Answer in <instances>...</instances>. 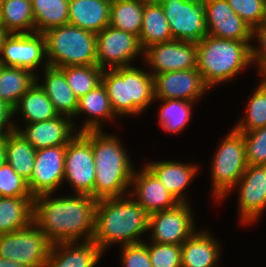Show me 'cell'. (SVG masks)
<instances>
[{
    "label": "cell",
    "instance_id": "obj_1",
    "mask_svg": "<svg viewBox=\"0 0 266 267\" xmlns=\"http://www.w3.org/2000/svg\"><path fill=\"white\" fill-rule=\"evenodd\" d=\"M49 193L34 197L33 223L52 244L77 242L86 234V241H92L95 230V209L97 200L86 194L76 197L49 199ZM45 199V200H44Z\"/></svg>",
    "mask_w": 266,
    "mask_h": 267
},
{
    "label": "cell",
    "instance_id": "obj_2",
    "mask_svg": "<svg viewBox=\"0 0 266 267\" xmlns=\"http://www.w3.org/2000/svg\"><path fill=\"white\" fill-rule=\"evenodd\" d=\"M149 214L136 202L122 197L98 200L93 242L104 251L109 244L141 243L138 235L148 230Z\"/></svg>",
    "mask_w": 266,
    "mask_h": 267
},
{
    "label": "cell",
    "instance_id": "obj_3",
    "mask_svg": "<svg viewBox=\"0 0 266 267\" xmlns=\"http://www.w3.org/2000/svg\"><path fill=\"white\" fill-rule=\"evenodd\" d=\"M95 162L94 199L122 197L132 181L133 168L121 143L100 130H91Z\"/></svg>",
    "mask_w": 266,
    "mask_h": 267
},
{
    "label": "cell",
    "instance_id": "obj_4",
    "mask_svg": "<svg viewBox=\"0 0 266 267\" xmlns=\"http://www.w3.org/2000/svg\"><path fill=\"white\" fill-rule=\"evenodd\" d=\"M248 41L216 38L206 35L196 43V68L208 87L231 79L252 62Z\"/></svg>",
    "mask_w": 266,
    "mask_h": 267
},
{
    "label": "cell",
    "instance_id": "obj_5",
    "mask_svg": "<svg viewBox=\"0 0 266 267\" xmlns=\"http://www.w3.org/2000/svg\"><path fill=\"white\" fill-rule=\"evenodd\" d=\"M101 82L115 115L139 114L155 99L153 75L133 66L104 69Z\"/></svg>",
    "mask_w": 266,
    "mask_h": 267
},
{
    "label": "cell",
    "instance_id": "obj_6",
    "mask_svg": "<svg viewBox=\"0 0 266 267\" xmlns=\"http://www.w3.org/2000/svg\"><path fill=\"white\" fill-rule=\"evenodd\" d=\"M48 66L97 65L96 34L71 24L48 29L43 33Z\"/></svg>",
    "mask_w": 266,
    "mask_h": 267
},
{
    "label": "cell",
    "instance_id": "obj_7",
    "mask_svg": "<svg viewBox=\"0 0 266 267\" xmlns=\"http://www.w3.org/2000/svg\"><path fill=\"white\" fill-rule=\"evenodd\" d=\"M52 243L32 222L26 228L0 235V258L26 267H45Z\"/></svg>",
    "mask_w": 266,
    "mask_h": 267
},
{
    "label": "cell",
    "instance_id": "obj_8",
    "mask_svg": "<svg viewBox=\"0 0 266 267\" xmlns=\"http://www.w3.org/2000/svg\"><path fill=\"white\" fill-rule=\"evenodd\" d=\"M213 160L214 193L220 198L238 184L248 166L243 135L233 129L222 142Z\"/></svg>",
    "mask_w": 266,
    "mask_h": 267
},
{
    "label": "cell",
    "instance_id": "obj_9",
    "mask_svg": "<svg viewBox=\"0 0 266 267\" xmlns=\"http://www.w3.org/2000/svg\"><path fill=\"white\" fill-rule=\"evenodd\" d=\"M68 142L64 159V179L77 194L94 198L95 162L91 145V130L78 132Z\"/></svg>",
    "mask_w": 266,
    "mask_h": 267
},
{
    "label": "cell",
    "instance_id": "obj_10",
    "mask_svg": "<svg viewBox=\"0 0 266 267\" xmlns=\"http://www.w3.org/2000/svg\"><path fill=\"white\" fill-rule=\"evenodd\" d=\"M166 16L172 38L200 42L206 35L204 0H158Z\"/></svg>",
    "mask_w": 266,
    "mask_h": 267
},
{
    "label": "cell",
    "instance_id": "obj_11",
    "mask_svg": "<svg viewBox=\"0 0 266 267\" xmlns=\"http://www.w3.org/2000/svg\"><path fill=\"white\" fill-rule=\"evenodd\" d=\"M96 49L97 65L103 70L108 61L110 69L129 67V60L143 51L138 36L112 26L96 34Z\"/></svg>",
    "mask_w": 266,
    "mask_h": 267
},
{
    "label": "cell",
    "instance_id": "obj_12",
    "mask_svg": "<svg viewBox=\"0 0 266 267\" xmlns=\"http://www.w3.org/2000/svg\"><path fill=\"white\" fill-rule=\"evenodd\" d=\"M187 203L149 214L148 229L153 230V243L182 245L193 232V220Z\"/></svg>",
    "mask_w": 266,
    "mask_h": 267
},
{
    "label": "cell",
    "instance_id": "obj_13",
    "mask_svg": "<svg viewBox=\"0 0 266 267\" xmlns=\"http://www.w3.org/2000/svg\"><path fill=\"white\" fill-rule=\"evenodd\" d=\"M67 145L37 150L29 190L33 197L51 194L64 180V159Z\"/></svg>",
    "mask_w": 266,
    "mask_h": 267
},
{
    "label": "cell",
    "instance_id": "obj_14",
    "mask_svg": "<svg viewBox=\"0 0 266 267\" xmlns=\"http://www.w3.org/2000/svg\"><path fill=\"white\" fill-rule=\"evenodd\" d=\"M0 63L32 71L46 54L45 38L42 33H9L4 39Z\"/></svg>",
    "mask_w": 266,
    "mask_h": 267
},
{
    "label": "cell",
    "instance_id": "obj_15",
    "mask_svg": "<svg viewBox=\"0 0 266 267\" xmlns=\"http://www.w3.org/2000/svg\"><path fill=\"white\" fill-rule=\"evenodd\" d=\"M152 75L155 99H182L195 102L196 98L208 88L196 67Z\"/></svg>",
    "mask_w": 266,
    "mask_h": 267
},
{
    "label": "cell",
    "instance_id": "obj_16",
    "mask_svg": "<svg viewBox=\"0 0 266 267\" xmlns=\"http://www.w3.org/2000/svg\"><path fill=\"white\" fill-rule=\"evenodd\" d=\"M207 35L221 39L249 41L253 29L230 7L227 0H204Z\"/></svg>",
    "mask_w": 266,
    "mask_h": 267
},
{
    "label": "cell",
    "instance_id": "obj_17",
    "mask_svg": "<svg viewBox=\"0 0 266 267\" xmlns=\"http://www.w3.org/2000/svg\"><path fill=\"white\" fill-rule=\"evenodd\" d=\"M144 51L155 74L196 67L197 46L195 42L173 39L154 44Z\"/></svg>",
    "mask_w": 266,
    "mask_h": 267
},
{
    "label": "cell",
    "instance_id": "obj_18",
    "mask_svg": "<svg viewBox=\"0 0 266 267\" xmlns=\"http://www.w3.org/2000/svg\"><path fill=\"white\" fill-rule=\"evenodd\" d=\"M238 183L241 218L252 222L266 207V165H248Z\"/></svg>",
    "mask_w": 266,
    "mask_h": 267
},
{
    "label": "cell",
    "instance_id": "obj_19",
    "mask_svg": "<svg viewBox=\"0 0 266 267\" xmlns=\"http://www.w3.org/2000/svg\"><path fill=\"white\" fill-rule=\"evenodd\" d=\"M135 174L133 172L131 181L136 184L134 193L137 192L138 197L135 201L148 214L174 208L180 203L146 166L141 174Z\"/></svg>",
    "mask_w": 266,
    "mask_h": 267
},
{
    "label": "cell",
    "instance_id": "obj_20",
    "mask_svg": "<svg viewBox=\"0 0 266 267\" xmlns=\"http://www.w3.org/2000/svg\"><path fill=\"white\" fill-rule=\"evenodd\" d=\"M63 118L58 115L51 120L28 124L25 131L21 132L18 129L17 131L36 150L67 145L73 138L71 136L73 123L68 121L66 117Z\"/></svg>",
    "mask_w": 266,
    "mask_h": 267
},
{
    "label": "cell",
    "instance_id": "obj_21",
    "mask_svg": "<svg viewBox=\"0 0 266 267\" xmlns=\"http://www.w3.org/2000/svg\"><path fill=\"white\" fill-rule=\"evenodd\" d=\"M112 0H69V24L95 34L109 26Z\"/></svg>",
    "mask_w": 266,
    "mask_h": 267
},
{
    "label": "cell",
    "instance_id": "obj_22",
    "mask_svg": "<svg viewBox=\"0 0 266 267\" xmlns=\"http://www.w3.org/2000/svg\"><path fill=\"white\" fill-rule=\"evenodd\" d=\"M81 243L76 247L73 242L52 244L45 267H94L103 251L93 241Z\"/></svg>",
    "mask_w": 266,
    "mask_h": 267
},
{
    "label": "cell",
    "instance_id": "obj_23",
    "mask_svg": "<svg viewBox=\"0 0 266 267\" xmlns=\"http://www.w3.org/2000/svg\"><path fill=\"white\" fill-rule=\"evenodd\" d=\"M45 83L40 85L52 102L55 111L66 117L76 116L78 98L69 87L64 72L58 67L45 64Z\"/></svg>",
    "mask_w": 266,
    "mask_h": 267
},
{
    "label": "cell",
    "instance_id": "obj_24",
    "mask_svg": "<svg viewBox=\"0 0 266 267\" xmlns=\"http://www.w3.org/2000/svg\"><path fill=\"white\" fill-rule=\"evenodd\" d=\"M173 40L166 16L158 1H145L139 41L143 50Z\"/></svg>",
    "mask_w": 266,
    "mask_h": 267
},
{
    "label": "cell",
    "instance_id": "obj_25",
    "mask_svg": "<svg viewBox=\"0 0 266 267\" xmlns=\"http://www.w3.org/2000/svg\"><path fill=\"white\" fill-rule=\"evenodd\" d=\"M218 252V243L207 232H196L181 245L182 267H215Z\"/></svg>",
    "mask_w": 266,
    "mask_h": 267
},
{
    "label": "cell",
    "instance_id": "obj_26",
    "mask_svg": "<svg viewBox=\"0 0 266 267\" xmlns=\"http://www.w3.org/2000/svg\"><path fill=\"white\" fill-rule=\"evenodd\" d=\"M146 167L180 203H185V198H183L184 196L181 192L194 177L197 171L196 166L180 164L173 161H161L149 163Z\"/></svg>",
    "mask_w": 266,
    "mask_h": 267
},
{
    "label": "cell",
    "instance_id": "obj_27",
    "mask_svg": "<svg viewBox=\"0 0 266 267\" xmlns=\"http://www.w3.org/2000/svg\"><path fill=\"white\" fill-rule=\"evenodd\" d=\"M34 198L0 197V235L16 232L33 222Z\"/></svg>",
    "mask_w": 266,
    "mask_h": 267
},
{
    "label": "cell",
    "instance_id": "obj_28",
    "mask_svg": "<svg viewBox=\"0 0 266 267\" xmlns=\"http://www.w3.org/2000/svg\"><path fill=\"white\" fill-rule=\"evenodd\" d=\"M5 143L6 162L20 177L29 182L37 150L17 130L5 137Z\"/></svg>",
    "mask_w": 266,
    "mask_h": 267
},
{
    "label": "cell",
    "instance_id": "obj_29",
    "mask_svg": "<svg viewBox=\"0 0 266 267\" xmlns=\"http://www.w3.org/2000/svg\"><path fill=\"white\" fill-rule=\"evenodd\" d=\"M0 25L8 33H34L35 23L31 0H1ZM22 29L30 31L24 32L21 31Z\"/></svg>",
    "mask_w": 266,
    "mask_h": 267
},
{
    "label": "cell",
    "instance_id": "obj_30",
    "mask_svg": "<svg viewBox=\"0 0 266 267\" xmlns=\"http://www.w3.org/2000/svg\"><path fill=\"white\" fill-rule=\"evenodd\" d=\"M36 75L27 69L0 66V99L13 108L19 99L36 82Z\"/></svg>",
    "mask_w": 266,
    "mask_h": 267
},
{
    "label": "cell",
    "instance_id": "obj_31",
    "mask_svg": "<svg viewBox=\"0 0 266 267\" xmlns=\"http://www.w3.org/2000/svg\"><path fill=\"white\" fill-rule=\"evenodd\" d=\"M21 109L27 123H37L51 120L59 114L44 90L35 82L26 93L19 99L14 107V113Z\"/></svg>",
    "mask_w": 266,
    "mask_h": 267
},
{
    "label": "cell",
    "instance_id": "obj_32",
    "mask_svg": "<svg viewBox=\"0 0 266 267\" xmlns=\"http://www.w3.org/2000/svg\"><path fill=\"white\" fill-rule=\"evenodd\" d=\"M145 0H112L109 26L140 35Z\"/></svg>",
    "mask_w": 266,
    "mask_h": 267
},
{
    "label": "cell",
    "instance_id": "obj_33",
    "mask_svg": "<svg viewBox=\"0 0 266 267\" xmlns=\"http://www.w3.org/2000/svg\"><path fill=\"white\" fill-rule=\"evenodd\" d=\"M35 32L69 24V0H31Z\"/></svg>",
    "mask_w": 266,
    "mask_h": 267
},
{
    "label": "cell",
    "instance_id": "obj_34",
    "mask_svg": "<svg viewBox=\"0 0 266 267\" xmlns=\"http://www.w3.org/2000/svg\"><path fill=\"white\" fill-rule=\"evenodd\" d=\"M83 112H86V114L88 113V115H94L95 118L93 120H87L80 132L100 130V122L98 119L100 117L112 118L113 114L115 115L111 107L106 88L102 82L78 100V109L76 115H79Z\"/></svg>",
    "mask_w": 266,
    "mask_h": 267
},
{
    "label": "cell",
    "instance_id": "obj_35",
    "mask_svg": "<svg viewBox=\"0 0 266 267\" xmlns=\"http://www.w3.org/2000/svg\"><path fill=\"white\" fill-rule=\"evenodd\" d=\"M60 69L78 100L101 83L103 69L98 65L65 66Z\"/></svg>",
    "mask_w": 266,
    "mask_h": 267
},
{
    "label": "cell",
    "instance_id": "obj_36",
    "mask_svg": "<svg viewBox=\"0 0 266 267\" xmlns=\"http://www.w3.org/2000/svg\"><path fill=\"white\" fill-rule=\"evenodd\" d=\"M165 103L160 111V124L171 132H179L190 118L192 101L182 99H164Z\"/></svg>",
    "mask_w": 266,
    "mask_h": 267
},
{
    "label": "cell",
    "instance_id": "obj_37",
    "mask_svg": "<svg viewBox=\"0 0 266 267\" xmlns=\"http://www.w3.org/2000/svg\"><path fill=\"white\" fill-rule=\"evenodd\" d=\"M247 109V119L234 130L243 133L266 126V92L260 86L253 93Z\"/></svg>",
    "mask_w": 266,
    "mask_h": 267
},
{
    "label": "cell",
    "instance_id": "obj_38",
    "mask_svg": "<svg viewBox=\"0 0 266 267\" xmlns=\"http://www.w3.org/2000/svg\"><path fill=\"white\" fill-rule=\"evenodd\" d=\"M0 197L34 198L28 182L20 177L7 162L0 168Z\"/></svg>",
    "mask_w": 266,
    "mask_h": 267
},
{
    "label": "cell",
    "instance_id": "obj_39",
    "mask_svg": "<svg viewBox=\"0 0 266 267\" xmlns=\"http://www.w3.org/2000/svg\"><path fill=\"white\" fill-rule=\"evenodd\" d=\"M234 12L251 28L266 22V3L262 0H227Z\"/></svg>",
    "mask_w": 266,
    "mask_h": 267
},
{
    "label": "cell",
    "instance_id": "obj_40",
    "mask_svg": "<svg viewBox=\"0 0 266 267\" xmlns=\"http://www.w3.org/2000/svg\"><path fill=\"white\" fill-rule=\"evenodd\" d=\"M248 165H266V126L241 133Z\"/></svg>",
    "mask_w": 266,
    "mask_h": 267
},
{
    "label": "cell",
    "instance_id": "obj_41",
    "mask_svg": "<svg viewBox=\"0 0 266 267\" xmlns=\"http://www.w3.org/2000/svg\"><path fill=\"white\" fill-rule=\"evenodd\" d=\"M148 253L152 267H182L181 245L153 243Z\"/></svg>",
    "mask_w": 266,
    "mask_h": 267
},
{
    "label": "cell",
    "instance_id": "obj_42",
    "mask_svg": "<svg viewBox=\"0 0 266 267\" xmlns=\"http://www.w3.org/2000/svg\"><path fill=\"white\" fill-rule=\"evenodd\" d=\"M122 252L124 267H152L145 243L123 245Z\"/></svg>",
    "mask_w": 266,
    "mask_h": 267
},
{
    "label": "cell",
    "instance_id": "obj_43",
    "mask_svg": "<svg viewBox=\"0 0 266 267\" xmlns=\"http://www.w3.org/2000/svg\"><path fill=\"white\" fill-rule=\"evenodd\" d=\"M252 35H257L262 47L261 50L251 47L252 61H257L259 66H264L266 65V22L260 26L254 27Z\"/></svg>",
    "mask_w": 266,
    "mask_h": 267
},
{
    "label": "cell",
    "instance_id": "obj_44",
    "mask_svg": "<svg viewBox=\"0 0 266 267\" xmlns=\"http://www.w3.org/2000/svg\"><path fill=\"white\" fill-rule=\"evenodd\" d=\"M12 115H14V108L4 100L0 99V138L6 137L17 130V128L9 122ZM6 123L8 124L6 128L7 131H3L5 130L4 126H6Z\"/></svg>",
    "mask_w": 266,
    "mask_h": 267
},
{
    "label": "cell",
    "instance_id": "obj_45",
    "mask_svg": "<svg viewBox=\"0 0 266 267\" xmlns=\"http://www.w3.org/2000/svg\"><path fill=\"white\" fill-rule=\"evenodd\" d=\"M6 163L5 137L0 138V168Z\"/></svg>",
    "mask_w": 266,
    "mask_h": 267
},
{
    "label": "cell",
    "instance_id": "obj_46",
    "mask_svg": "<svg viewBox=\"0 0 266 267\" xmlns=\"http://www.w3.org/2000/svg\"><path fill=\"white\" fill-rule=\"evenodd\" d=\"M0 267H26V266L20 265L17 262H12L9 259L0 258Z\"/></svg>",
    "mask_w": 266,
    "mask_h": 267
},
{
    "label": "cell",
    "instance_id": "obj_47",
    "mask_svg": "<svg viewBox=\"0 0 266 267\" xmlns=\"http://www.w3.org/2000/svg\"><path fill=\"white\" fill-rule=\"evenodd\" d=\"M9 35V33L0 25V53L2 50L4 39Z\"/></svg>",
    "mask_w": 266,
    "mask_h": 267
},
{
    "label": "cell",
    "instance_id": "obj_48",
    "mask_svg": "<svg viewBox=\"0 0 266 267\" xmlns=\"http://www.w3.org/2000/svg\"><path fill=\"white\" fill-rule=\"evenodd\" d=\"M260 69H259V72L260 73H264V81L259 85L265 92H266V65L264 66H259Z\"/></svg>",
    "mask_w": 266,
    "mask_h": 267
}]
</instances>
